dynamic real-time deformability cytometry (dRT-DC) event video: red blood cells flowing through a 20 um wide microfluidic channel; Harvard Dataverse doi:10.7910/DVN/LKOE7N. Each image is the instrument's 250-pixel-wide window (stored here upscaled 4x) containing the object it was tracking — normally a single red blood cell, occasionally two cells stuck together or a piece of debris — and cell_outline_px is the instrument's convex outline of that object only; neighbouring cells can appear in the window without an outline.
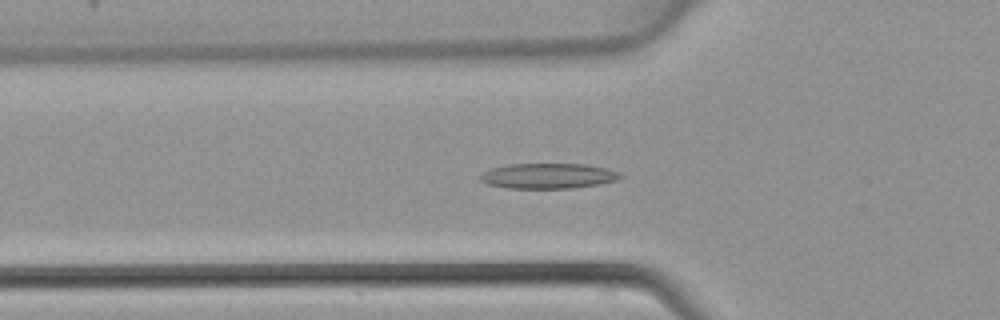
{"species": "common noctule bat (a hibernating species)", "species_latin": "Nyctalus noctula", "temperature_condition": "warm", "stored_images_in_passage": 45, "camera_frame_rate_fps": 3000, "um_per_image_px": 0.085, "animal": {"sex": "female", "body_mass_g": 22.7, "forearm_length_mm": 54.2}, "frame": {"image": 1, "passage_image": 15, "time_ms": 4.667, "image_size_px": [1000, 320], "cell_outline_px": [[624, 176], [616, 180], [596, 184], [572, 188], [508, 188], [488, 184], [480, 180], [480, 176], [484, 172], [492, 168], [508, 164], [584, 164], [604, 168], [620, 172]], "centroid_in_image_um": [46.59, 14.95], "position_along_channel_um": 79.2, "area_um2": 20.4}}
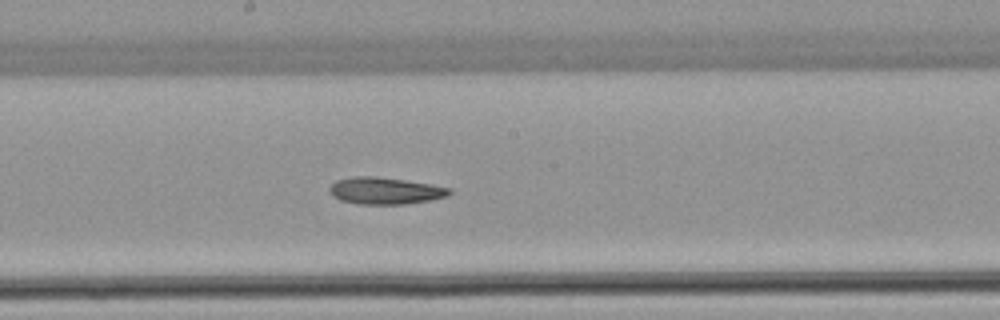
{"frame": {"image": 2, "passage_image": 24, "time_ms": 7.667, "image_size_px": [1000, 320], "cell_outline_px": [[452, 192], [448, 196], [428, 200], [404, 204], [356, 204], [340, 200], [332, 196], [328, 188], [336, 180], [356, 176], [376, 176], [404, 180], [452, 188]], "centroid_in_image_um": [32.71, 16.21], "position_along_channel_um": 215.5, "area_um2": 18.73}}
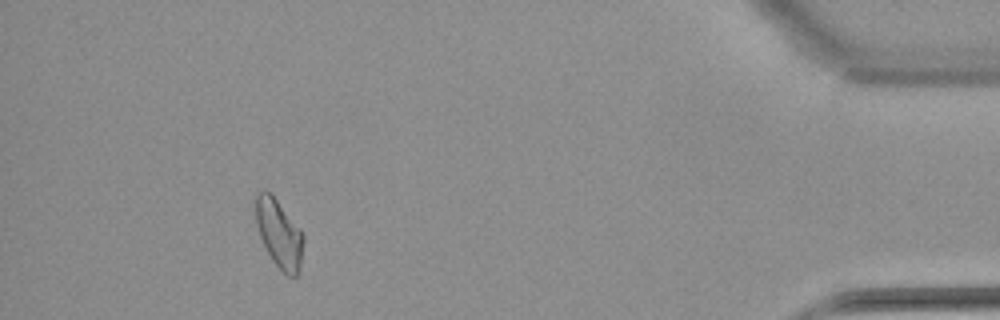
{"frame": {"image": 3, "passage_image": 41, "time_ms": 13.333, "image_size_px": [1000, 320], "cell_outline_px": [[304, 240], [300, 272], [296, 276], [288, 276], [272, 260], [260, 236], [256, 224], [252, 200], [256, 192], [264, 188], [276, 200], [300, 228], [304, 236]], "centroid_in_image_um": [23.69, 19.81], "position_along_channel_um": 411.5, "area_um2": 19.25}}